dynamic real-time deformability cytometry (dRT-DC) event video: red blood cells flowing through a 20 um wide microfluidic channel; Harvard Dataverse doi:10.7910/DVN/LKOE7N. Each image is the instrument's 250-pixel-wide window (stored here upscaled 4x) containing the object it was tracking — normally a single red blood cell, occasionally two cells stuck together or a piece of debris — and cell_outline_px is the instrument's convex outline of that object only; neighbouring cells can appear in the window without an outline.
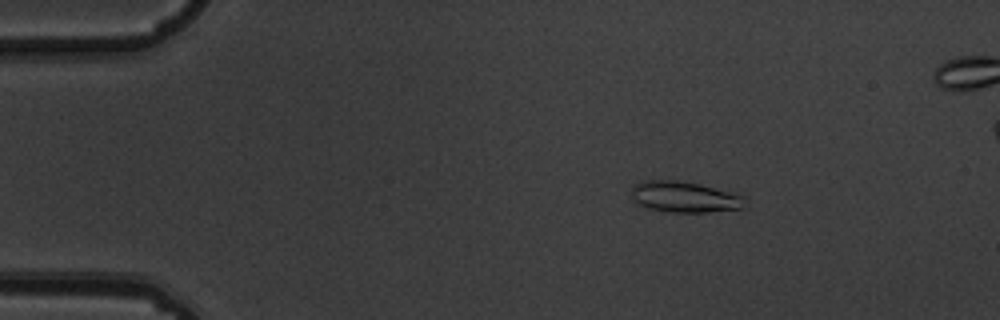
{"species": "common noctule bat (a hibernating species)", "species_latin": "Nyctalus noctula", "temperature_condition": "warm", "stored_images_in_passage": 4, "camera_frame_rate_fps": 3000, "um_per_image_px": 0.085, "animal": {"sex": "male", "body_mass_g": 19.5, "forearm_length_mm": 54.6}, "frame": {"image": 1, "passage_image": 1, "time_ms": 0.0, "image_size_px": [1000, 320], "cell_outline_px": [[744, 208], [708, 212], [672, 212], [648, 208], [636, 204], [632, 200], [632, 188], [636, 184], [644, 180], [676, 180], [700, 184], [744, 196]], "centroid_in_image_um": [58.15, 16.74], "position_along_channel_um": 26.9, "area_um2": 20.4}}